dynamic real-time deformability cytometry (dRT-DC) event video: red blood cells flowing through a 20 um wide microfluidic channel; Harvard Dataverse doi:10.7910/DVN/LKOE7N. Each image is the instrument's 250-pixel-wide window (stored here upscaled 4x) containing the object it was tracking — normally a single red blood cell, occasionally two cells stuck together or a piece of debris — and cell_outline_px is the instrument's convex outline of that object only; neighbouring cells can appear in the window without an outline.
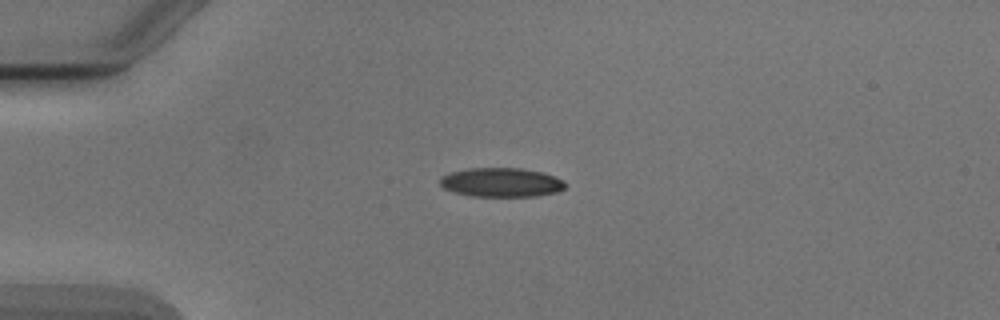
{"species": "Egyptian fruit bat (a non-hibernating species)", "species_latin": "Rousettus aegyptiacus", "temperature_condition": "cold", "stored_images_in_passage": 4, "camera_frame_rate_fps": 3000, "um_per_image_px": 0.085, "animal": {"sex": "male"}, "frame": {"image": 1, "passage_image": 3, "time_ms": 2.333, "image_size_px": [1000, 320], "cell_outline_px": [[568, 184], [564, 188], [556, 192], [536, 196], [472, 196], [452, 192], [444, 188], [440, 184], [440, 176], [448, 172], [468, 168], [520, 168], [544, 172], [564, 180]], "centroid_in_image_um": [42.6, 15.49], "position_along_channel_um": 42.4, "area_um2": 21.5}}